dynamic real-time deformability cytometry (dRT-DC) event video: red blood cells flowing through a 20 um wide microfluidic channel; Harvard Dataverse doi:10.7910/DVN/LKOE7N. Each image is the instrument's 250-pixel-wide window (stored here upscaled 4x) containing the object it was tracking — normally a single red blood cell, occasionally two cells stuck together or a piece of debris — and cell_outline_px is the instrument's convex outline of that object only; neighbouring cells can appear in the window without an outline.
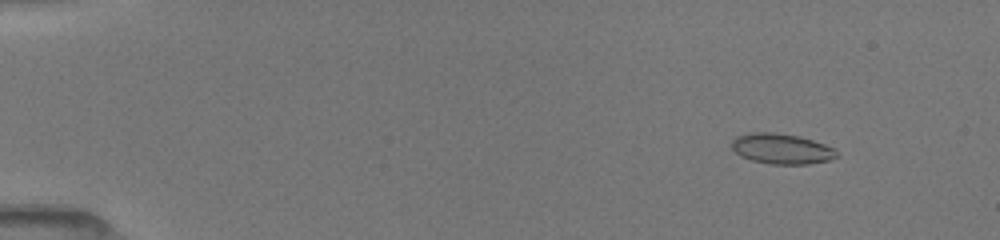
{"species": "common noctule bat (a hibernating species)", "species_latin": "Nyctalus noctula", "temperature_condition": "room temperature", "stored_images_in_passage": 12, "camera_frame_rate_fps": 3000, "um_per_image_px": 0.085, "animal": {"sex": "female", "body_mass_g": 19.5, "forearm_length_mm": 54.1}, "frame": {"image": 1, "passage_image": 6, "time_ms": 1.667, "image_size_px": [1000, 240], "cell_outline_px": [[840, 156], [828, 160], [808, 164], [772, 164], [752, 160], [740, 156], [732, 148], [732, 140], [736, 136], [752, 132], [776, 132], [800, 136], [836, 148]], "centroid_in_image_um": [66.46, 12.64], "position_along_channel_um": 18.5, "area_um2": 18.73}}